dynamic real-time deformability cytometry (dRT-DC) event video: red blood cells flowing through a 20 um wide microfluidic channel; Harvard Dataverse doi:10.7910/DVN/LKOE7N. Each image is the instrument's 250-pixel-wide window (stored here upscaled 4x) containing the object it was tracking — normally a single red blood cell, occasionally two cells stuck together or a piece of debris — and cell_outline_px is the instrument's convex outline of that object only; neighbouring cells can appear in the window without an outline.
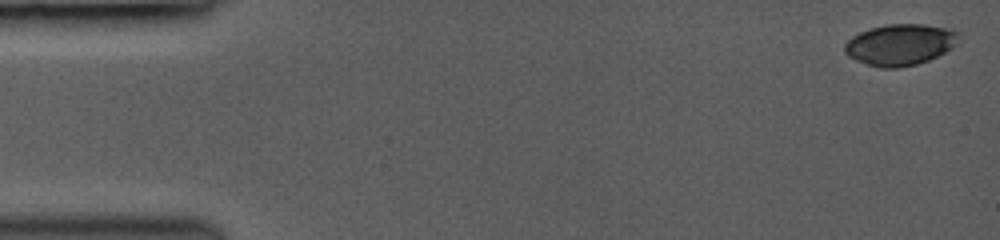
{"species": "common noctule bat (a hibernating species)", "species_latin": "Nyctalus noctula", "temperature_condition": "room temperature", "stored_images_in_passage": 47, "camera_frame_rate_fps": 3000, "um_per_image_px": 0.085, "animal": {"sex": "female", "body_mass_g": 19.0, "forearm_length_mm": 53.3}, "frame": {"image": 1, "passage_image": 1, "time_ms": 0.0, "image_size_px": [1000, 240], "cell_outline_px": [[960, 44], [928, 60], [916, 64], [896, 68], [880, 68], [856, 60], [848, 56], [844, 52], [844, 44], [852, 36], [860, 32], [872, 28], [888, 24], [924, 24], [952, 28], [960, 32]], "centroid_in_image_um": [76.57, 3.78], "position_along_channel_um": 8.4, "area_um2": 27.69}}
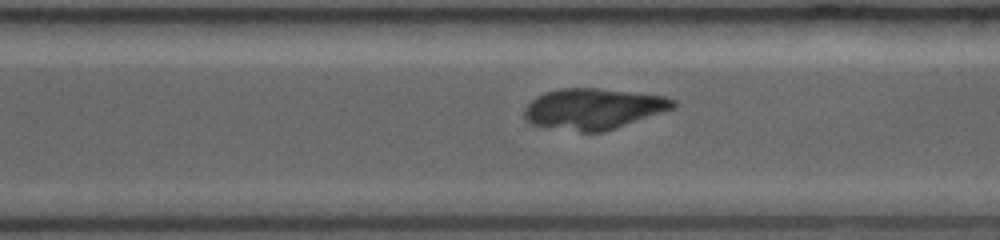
{"frame": {"image": 2, "passage_image": 34, "time_ms": 10.667, "image_size_px": [1000, 240], "cell_outline_px": [[676, 108], [604, 132], [580, 132], [544, 128], [528, 124], [524, 120], [524, 108], [536, 96], [544, 92], [560, 88], [600, 88], [664, 96], [676, 100]], "centroid_in_image_um": [50.4, 9.26], "position_along_channel_um": 320.2, "area_um2": 36.07}}
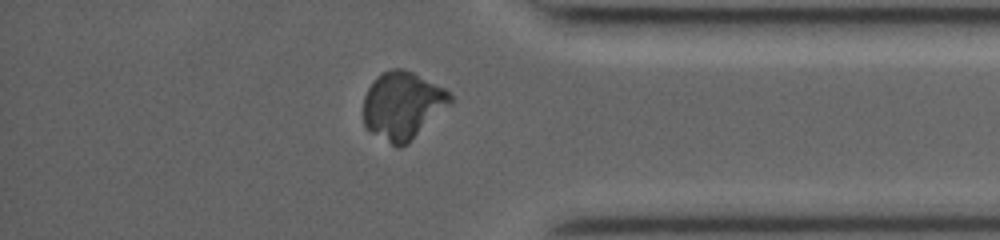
{"frame": {"image": 3, "passage_image": 41, "time_ms": 12.667, "image_size_px": [1000, 240], "cell_outline_px": [[456, 100], [452, 104], [408, 144], [400, 148], [396, 148], [364, 128], [364, 96], [368, 88], [376, 76], [392, 68], [404, 68], [444, 88]], "centroid_in_image_um": [34.23, 8.99], "position_along_channel_um": 401.0, "area_um2": 34.68}}